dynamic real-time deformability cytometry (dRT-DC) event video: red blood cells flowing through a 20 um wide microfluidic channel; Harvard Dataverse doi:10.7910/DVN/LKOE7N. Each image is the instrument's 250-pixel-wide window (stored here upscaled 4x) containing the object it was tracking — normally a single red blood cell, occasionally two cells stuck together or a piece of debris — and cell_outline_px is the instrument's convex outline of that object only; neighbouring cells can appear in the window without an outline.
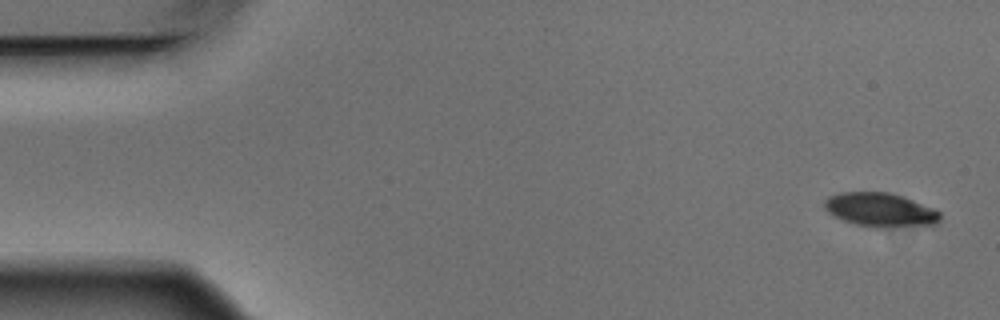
{"species": "Egyptian fruit bat (a non-hibernating species)", "species_latin": "Rousettus aegyptiacus", "temperature_condition": "warm", "stored_images_in_passage": 5, "camera_frame_rate_fps": 3000, "um_per_image_px": 0.085, "animal": {"sex": "male"}, "frame": {"image": 1, "passage_image": 1, "time_ms": 0.0, "image_size_px": [1000, 320], "cell_outline_px": [[940, 220], [936, 224], [880, 228], [876, 228], [856, 224], [844, 220], [828, 212], [824, 208], [824, 200], [828, 196], [840, 192], [888, 192], [904, 196], [932, 208], [940, 212]], "centroid_in_image_um": [74.81, 17.83], "position_along_channel_um": 10.2, "area_um2": 22.83}}
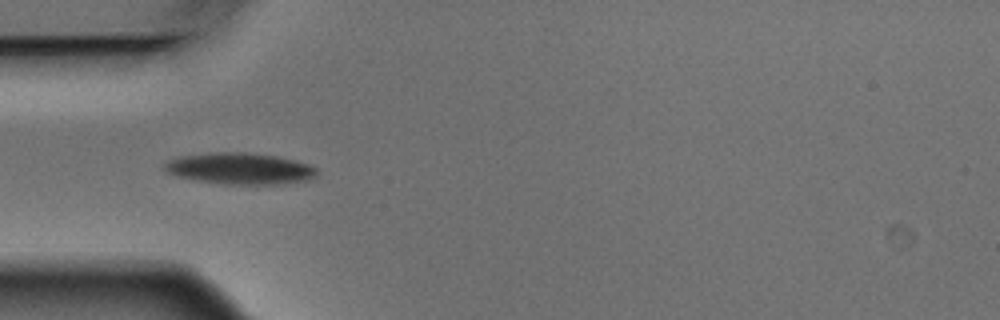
{"frame": {"image": 2, "passage_image": 4, "time_ms": 1.0, "image_size_px": [1000, 320], "cell_outline_px": [[316, 172], [308, 180], [280, 184], [224, 184], [196, 180], [176, 176], [168, 172], [164, 168], [164, 164], [168, 160], [180, 156], [216, 152], [244, 152], [276, 156], [308, 164], [316, 168]], "centroid_in_image_um": [20.35, 14.33], "position_along_channel_um": 64.7, "area_um2": 27.57}}
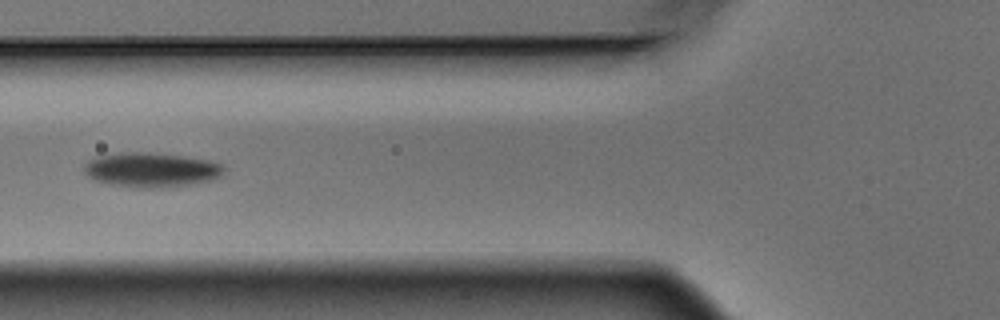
{"frame": {"image": 3, "passage_image": 5, "time_ms": 1.333, "image_size_px": [1000, 320], "cell_outline_px": [[224, 172], [220, 176], [212, 180], [192, 184], [160, 188], [136, 188], [112, 184], [96, 180], [88, 176], [84, 172], [84, 164], [88, 160], [100, 156], [124, 152], [136, 152], [180, 156], [208, 160], [220, 164], [224, 168]], "centroid_in_image_um": [12.85, 14.45], "position_along_channel_um": 112.9, "area_um2": 27.8}}